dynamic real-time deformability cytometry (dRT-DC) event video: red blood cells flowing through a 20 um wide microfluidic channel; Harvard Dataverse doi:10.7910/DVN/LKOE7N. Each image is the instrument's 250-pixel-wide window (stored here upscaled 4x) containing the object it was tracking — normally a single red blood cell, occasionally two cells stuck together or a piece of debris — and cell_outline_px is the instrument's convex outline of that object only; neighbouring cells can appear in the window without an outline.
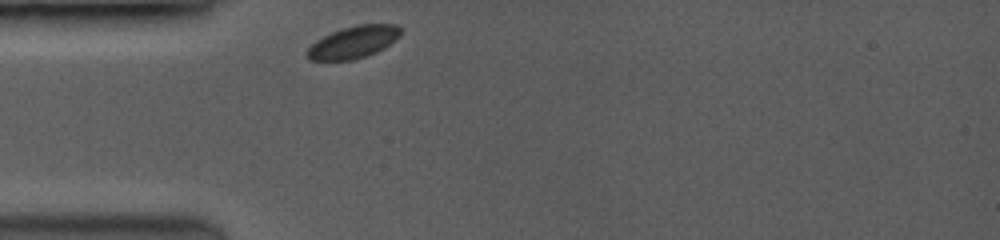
{"species": "common noctule bat (a hibernating species)", "species_latin": "Nyctalus noctula", "temperature_condition": "room temperature", "stored_images_in_passage": 16, "camera_frame_rate_fps": 3500, "um_per_image_px": 0.085, "animal": {"sex": "female", "body_mass_g": 19.0, "forearm_length_mm": 53.3}, "frame": {"image": 1, "passage_image": 1, "time_ms": 0.0, "image_size_px": [1000, 240], "cell_outline_px": [[404, 32], [396, 40], [384, 48], [376, 52], [352, 60], [308, 60], [304, 56], [304, 52], [316, 40], [332, 32], [356, 24], [396, 24]], "centroid_in_image_um": [30.04, 3.58], "position_along_channel_um": 55.0, "area_um2": 17.69}}
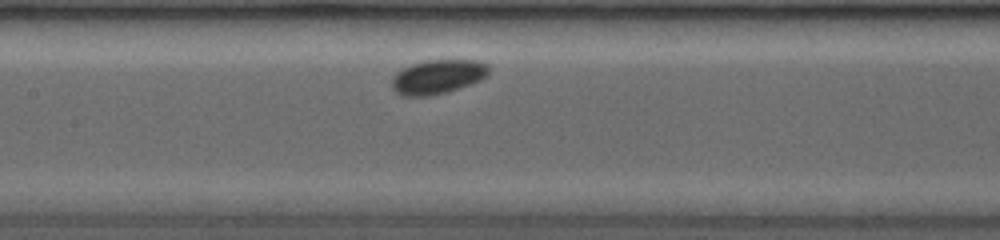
{"frame": {"image": 2, "passage_image": 13, "time_ms": 3.143, "image_size_px": [1000, 240], "cell_outline_px": [[492, 68], [488, 76], [480, 80], [444, 92], [424, 96], [404, 96], [396, 92], [392, 88], [392, 76], [400, 68], [424, 60], [480, 60], [488, 64]], "centroid_in_image_um": [37.21, 6.49], "position_along_channel_um": 170.2, "area_um2": 19.42}}